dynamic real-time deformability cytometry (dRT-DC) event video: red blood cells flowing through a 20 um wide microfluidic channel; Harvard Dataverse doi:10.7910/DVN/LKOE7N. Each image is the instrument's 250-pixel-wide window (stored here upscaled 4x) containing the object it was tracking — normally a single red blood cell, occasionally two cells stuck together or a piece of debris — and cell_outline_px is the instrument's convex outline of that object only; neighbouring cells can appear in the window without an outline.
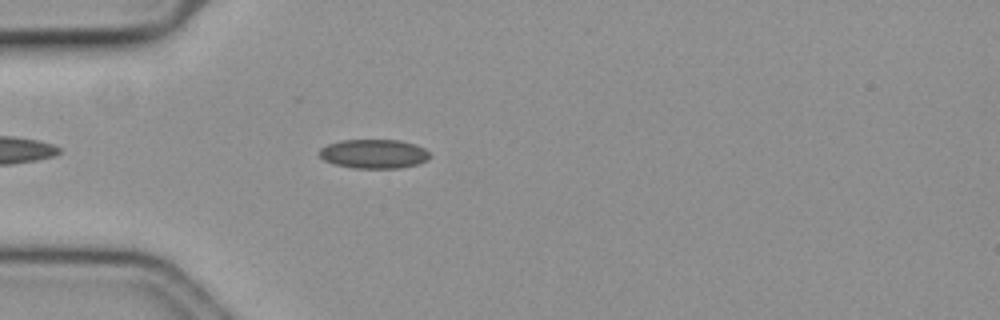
{"species": "common noctule bat (a hibernating species)", "species_latin": "Nyctalus noctula", "temperature_condition": "cold", "stored_images_in_passage": 21, "camera_frame_rate_fps": 3000, "um_per_image_px": 0.085, "animal": {"sex": "female", "body_mass_g": 19.3, "forearm_length_mm": 54.1}, "frame": {"image": 1, "passage_image": 3, "time_ms": 0.667, "image_size_px": [1000, 320], "cell_outline_px": [[432, 156], [428, 160], [416, 164], [400, 168], [352, 168], [332, 164], [324, 160], [320, 156], [320, 148], [328, 144], [340, 140], [400, 140], [416, 144], [424, 148]], "centroid_in_image_um": [31.79, 13.08], "position_along_channel_um": 53.2, "area_um2": 18.9}}
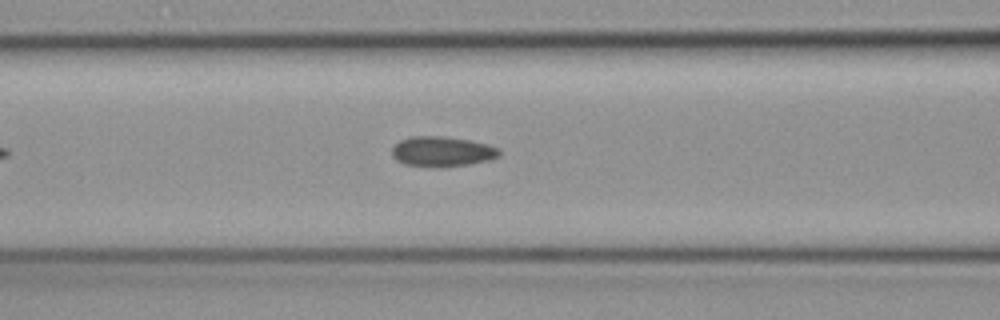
{"frame": {"image": 2, "passage_image": 10, "time_ms": 3.0, "image_size_px": [1000, 320], "cell_outline_px": [[500, 156], [492, 160], [468, 164], [440, 168], [428, 168], [404, 164], [396, 160], [392, 156], [392, 148], [400, 140], [412, 136], [444, 136], [472, 140], [488, 144], [500, 148]], "centroid_in_image_um": [37.6, 12.89], "position_along_channel_um": 129.0, "area_um2": 19.36}}
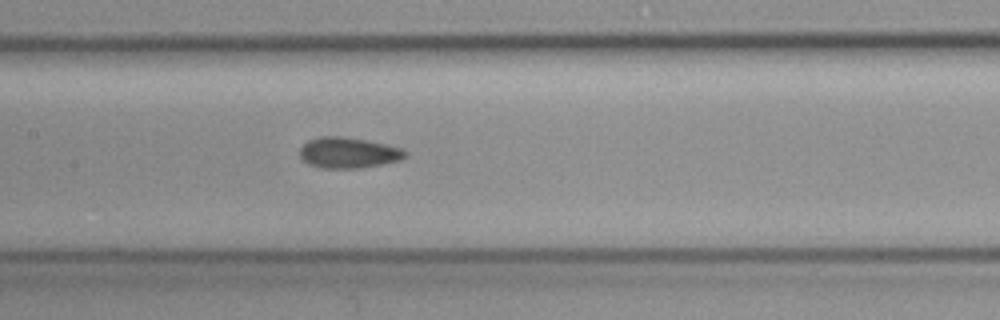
{"frame": {"image": 3, "passage_image": 14, "time_ms": 4.333, "image_size_px": [1000, 320], "cell_outline_px": [[408, 156], [404, 160], [360, 168], [320, 168], [308, 164], [300, 156], [300, 148], [308, 140], [320, 136], [340, 136], [364, 140], [384, 144], [400, 148], [408, 152]], "centroid_in_image_um": [29.63, 12.99], "position_along_channel_um": 177.8, "area_um2": 18.96}}